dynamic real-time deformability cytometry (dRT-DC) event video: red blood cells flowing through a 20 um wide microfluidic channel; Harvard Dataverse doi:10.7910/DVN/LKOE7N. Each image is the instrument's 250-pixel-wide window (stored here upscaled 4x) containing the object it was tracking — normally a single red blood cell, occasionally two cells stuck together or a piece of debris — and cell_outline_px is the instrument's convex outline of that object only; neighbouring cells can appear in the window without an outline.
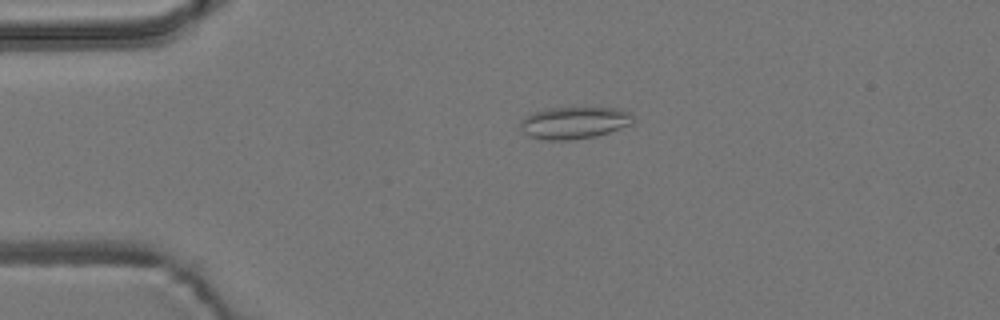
{"species": "common noctule bat (a hibernating species)", "species_latin": "Nyctalus noctula", "temperature_condition": "room temperature", "stored_images_in_passage": 46, "camera_frame_rate_fps": 3000, "um_per_image_px": 0.085, "animal": {"sex": "male", "body_mass_g": 19.2, "forearm_length_mm": 51.8}, "frame": {"image": 1, "passage_image": 3, "time_ms": 0.667, "image_size_px": [1000, 320], "cell_outline_px": [[636, 120], [632, 124], [596, 136], [572, 140], [544, 140], [528, 136], [520, 128], [520, 124], [532, 112], [548, 108], [616, 108], [632, 112], [636, 116]], "centroid_in_image_um": [48.87, 10.43], "position_along_channel_um": 36.1, "area_um2": 21.15}}
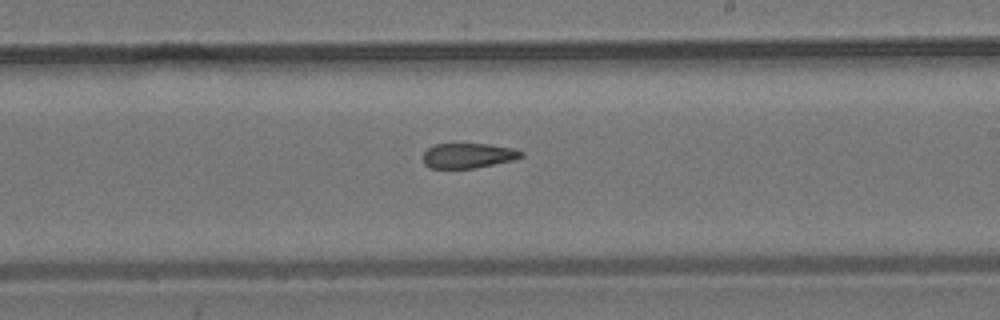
{"frame": {"image": 2, "passage_image": 23, "time_ms": 7.333, "image_size_px": [1000, 320], "cell_outline_px": [[524, 156], [512, 160], [472, 168], [428, 168], [424, 164], [424, 152], [428, 148], [436, 144], [488, 144], [512, 148], [524, 152]], "centroid_in_image_um": [39.78, 13.22], "position_along_channel_um": 249.2, "area_um2": 14.1}}
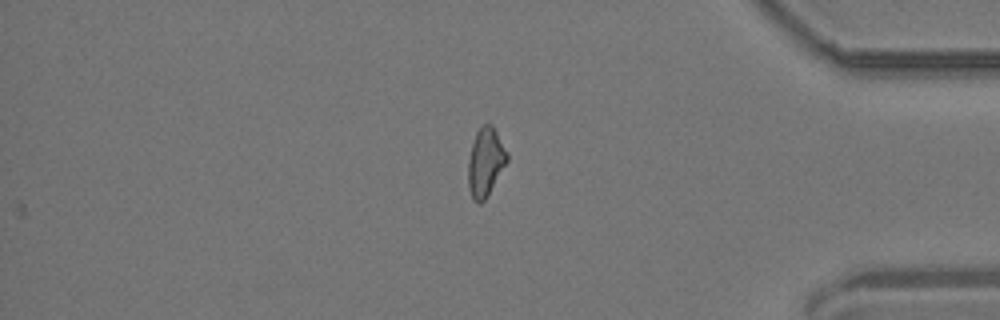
{"frame": {"image": 3, "passage_image": 37, "time_ms": 12.0, "image_size_px": [1000, 320], "cell_outline_px": [[508, 160], [484, 200], [480, 204], [472, 200], [468, 188], [468, 160], [472, 144], [476, 132], [484, 124], [492, 124], [508, 152]], "centroid_in_image_um": [41.25, 13.78], "position_along_channel_um": 393.9, "area_um2": 15.43}, "authors_computed_cell_mechanics": {"area_um2": 15.6638, "velocity_mm_per_s": 3.7346, "shape_relaxation_time_tau1_ms": null, "shape_relaxation_time_tau2_ms": 6.4239, "deformation_change_tau1": null, "deformation_change_tau2": 0.1677}}